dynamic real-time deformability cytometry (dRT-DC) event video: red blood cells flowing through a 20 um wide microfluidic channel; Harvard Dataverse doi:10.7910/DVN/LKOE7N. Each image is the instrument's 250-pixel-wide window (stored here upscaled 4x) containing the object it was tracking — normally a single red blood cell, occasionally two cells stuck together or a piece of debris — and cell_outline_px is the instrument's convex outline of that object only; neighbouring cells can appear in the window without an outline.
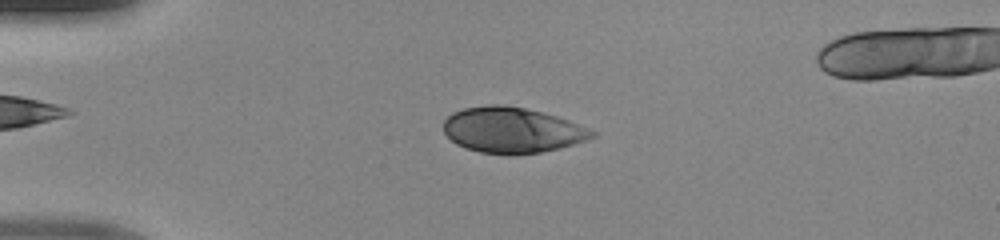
{"species": "human", "species_latin": "Homo sapiens", "temperature_condition": "room temperature", "stored_images_in_passage": 48, "segment_of_instrument_passage": [1, 2], "camera_frame_rate_fps": 3000, "um_per_image_px": 0.085, "donor": {"sex": "male"}, "frame": {"image": 1, "passage_image": 11, "time_ms": 3.333, "image_size_px": [1000, 240], "cell_outline_px": [[596, 136], [588, 140], [560, 148], [540, 152], [512, 156], [480, 152], [456, 144], [444, 132], [444, 120], [452, 112], [464, 108], [488, 104], [504, 104], [524, 108], [556, 116], [568, 120], [588, 128], [596, 132]], "centroid_in_image_um": [43.53, 11.06], "position_along_channel_um": 41.5, "area_um2": 39.65}}
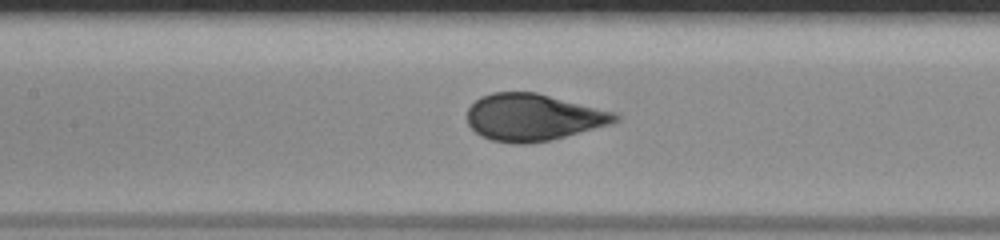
{"frame": {"image": 2, "passage_image": 22, "time_ms": 7.0, "image_size_px": [1000, 240], "cell_outline_px": [[620, 120], [608, 124], [552, 140], [524, 144], [512, 144], [492, 140], [480, 136], [468, 124], [468, 108], [480, 96], [492, 92], [536, 92], [612, 112], [620, 116]], "centroid_in_image_um": [45.26, 9.98], "position_along_channel_um": 162.1, "area_um2": 40.11}}
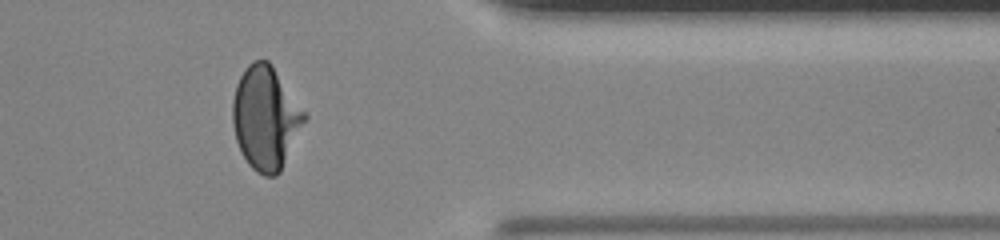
{"frame": {"image": 3, "passage_image": 39, "time_ms": 12.667, "image_size_px": [1000, 240], "cell_outline_px": [[308, 116], [280, 172], [276, 176], [264, 176], [256, 172], [248, 164], [236, 140], [232, 124], [232, 100], [236, 84], [244, 68], [252, 60], [268, 60], [272, 64]], "centroid_in_image_um": [22.57, 10.0], "position_along_channel_um": 388.8, "area_um2": 43.29}}